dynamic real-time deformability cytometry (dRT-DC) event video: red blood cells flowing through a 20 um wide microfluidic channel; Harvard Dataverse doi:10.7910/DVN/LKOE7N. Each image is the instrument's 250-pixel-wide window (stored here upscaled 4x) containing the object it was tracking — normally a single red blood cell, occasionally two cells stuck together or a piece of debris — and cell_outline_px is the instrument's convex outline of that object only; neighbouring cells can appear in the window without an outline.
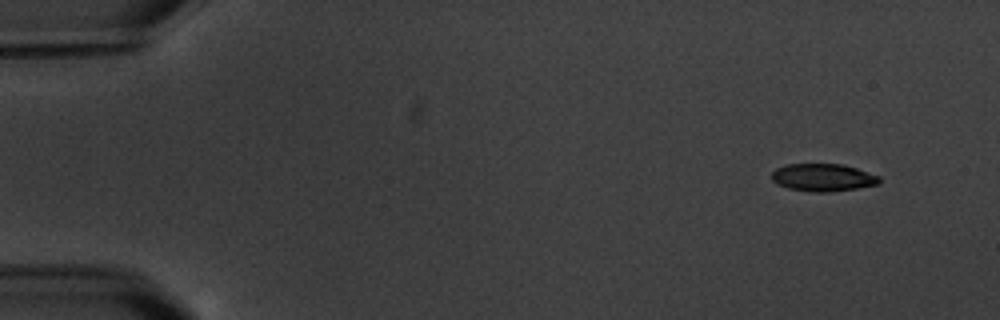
{"species": "common noctule bat (a hibernating species)", "species_latin": "Nyctalus noctula", "temperature_condition": "warm", "stored_images_in_passage": 11, "camera_frame_rate_fps": 3000, "um_per_image_px": 0.085, "animal": {"sex": "male", "body_mass_g": 20.1, "forearm_length_mm": 53.5}, "frame": {"image": 1, "passage_image": 1, "time_ms": 0.0, "image_size_px": [1000, 320], "cell_outline_px": [[880, 184], [856, 188], [828, 192], [812, 192], [788, 188], [776, 184], [772, 180], [772, 172], [776, 168], [784, 164], [844, 164], [880, 176]], "centroid_in_image_um": [69.94, 15.08], "position_along_channel_um": 15.1, "area_um2": 17.4}}
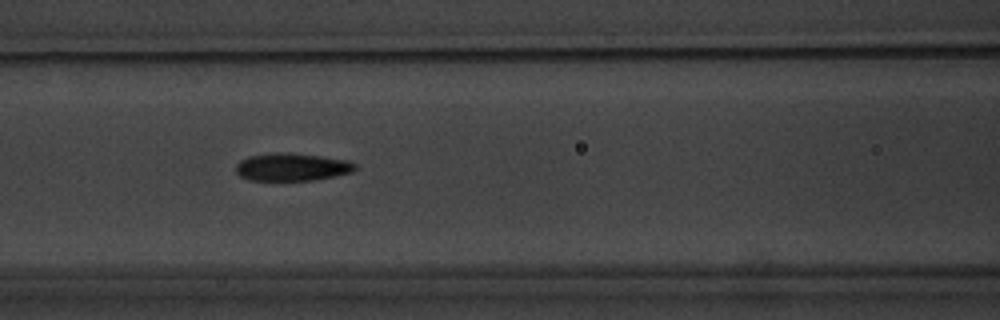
{"frame": {"image": 2, "passage_image": 7, "time_ms": 7.0, "image_size_px": [1000, 320], "cell_outline_px": [[356, 168], [352, 172], [336, 176], [316, 180], [248, 180], [240, 176], [236, 172], [236, 164], [240, 160], [248, 156], [276, 152], [288, 152], [320, 156], [348, 160], [356, 164]], "centroid_in_image_um": [24.81, 14.19], "position_along_channel_um": 141.8, "area_um2": 19.42}}
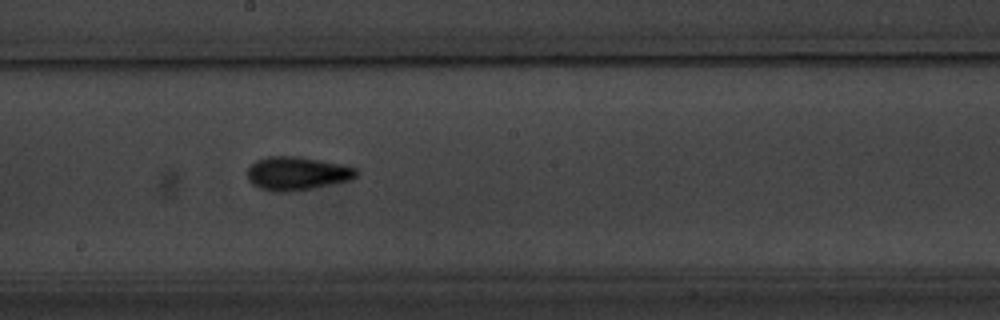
{"frame": {"image": 3, "passage_image": 9, "time_ms": 9.333, "image_size_px": [1000, 320], "cell_outline_px": [[360, 172], [356, 176], [348, 180], [312, 188], [288, 192], [272, 192], [260, 188], [252, 184], [248, 180], [248, 168], [256, 160], [268, 156], [300, 156], [344, 164], [356, 168]], "centroid_in_image_um": [25.24, 14.73], "position_along_channel_um": 223.0, "area_um2": 21.39}}